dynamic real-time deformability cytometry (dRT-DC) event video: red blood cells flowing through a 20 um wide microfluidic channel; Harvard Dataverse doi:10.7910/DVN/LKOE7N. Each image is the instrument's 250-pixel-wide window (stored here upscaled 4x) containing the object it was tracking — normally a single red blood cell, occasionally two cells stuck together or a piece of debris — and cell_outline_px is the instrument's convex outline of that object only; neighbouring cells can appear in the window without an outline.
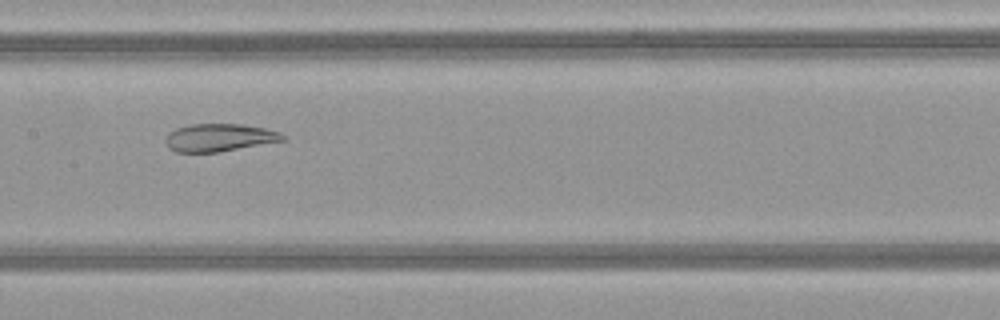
{"species": "common noctule bat (a hibernating species)", "species_latin": "Nyctalus noctula", "temperature_condition": "warm", "stored_images_in_passage": 50, "camera_frame_rate_fps": 3000, "um_per_image_px": 0.085, "animal": {"sex": "female", "body_mass_g": 21.9}, "frame": {"image": 1, "passage_image": 25, "time_ms": 8.0, "image_size_px": [1000, 320], "cell_outline_px": [[288, 140], [220, 152], [176, 152], [168, 148], [164, 140], [168, 132], [176, 128], [192, 124], [244, 124], [264, 128], [280, 132]], "centroid_in_image_um": [18.64, 11.7], "position_along_channel_um": 188.8, "area_um2": 19.19}}
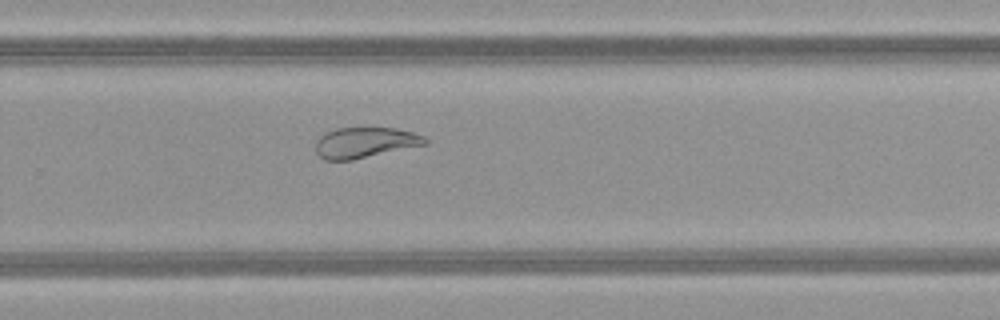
{"frame": {"image": 2, "passage_image": 33, "time_ms": 10.667, "image_size_px": [1000, 320], "cell_outline_px": [[428, 144], [352, 160], [324, 160], [316, 152], [316, 140], [320, 136], [336, 128], [396, 128], [412, 132], [424, 136], [428, 140]], "centroid_in_image_um": [31.04, 12.12], "position_along_channel_um": 298.8, "area_um2": 19.48}}
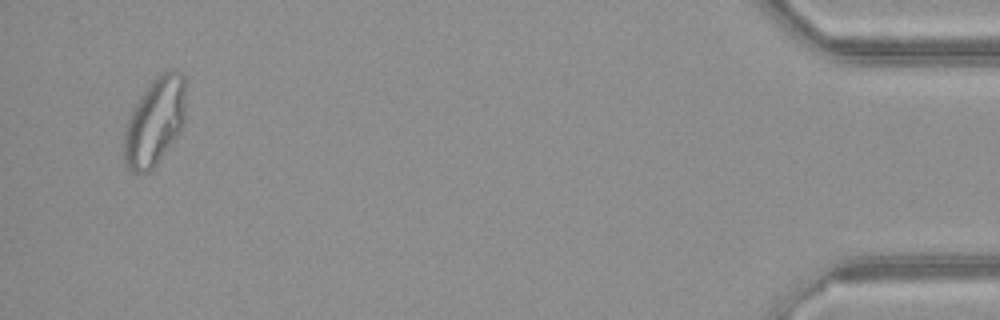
{"frame": {"image": 3, "passage_image": 48, "time_ms": 15.667, "image_size_px": [1000, 320], "cell_outline_px": [[184, 124], [176, 136], [156, 164], [148, 172], [140, 176], [132, 172], [124, 164], [124, 132], [128, 120], [136, 104], [144, 92], [156, 76], [160, 72], [180, 72], [184, 76]], "centroid_in_image_um": [13.13, 10.4], "position_along_channel_um": 422.1, "area_um2": 30.98}, "authors_computed_cell_mechanics": {"area_um2": 27.3105, "velocity_mm_per_s": 4.1473, "shape_relaxation_time_tau1_ms": null, "shape_relaxation_time_tau2_ms": 1.3386, "deformation_change_tau1": null, "deformation_change_tau2": 0.072}}